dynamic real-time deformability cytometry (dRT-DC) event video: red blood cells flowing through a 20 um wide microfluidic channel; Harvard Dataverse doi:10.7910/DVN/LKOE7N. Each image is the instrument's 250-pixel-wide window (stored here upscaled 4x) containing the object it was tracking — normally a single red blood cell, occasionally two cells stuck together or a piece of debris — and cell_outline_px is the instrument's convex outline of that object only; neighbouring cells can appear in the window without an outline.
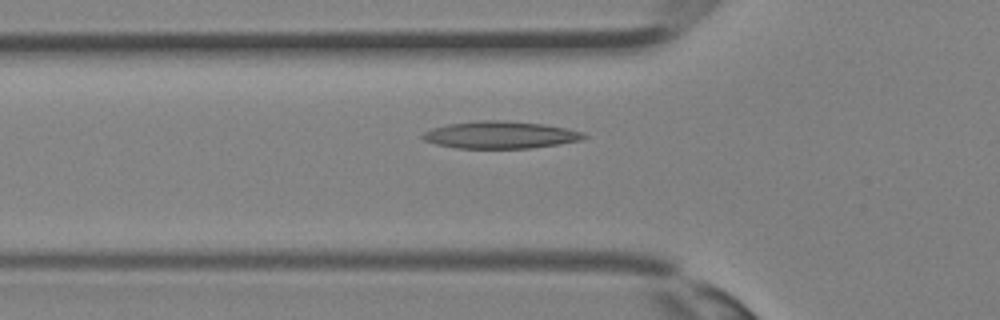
{"species": "Egyptian fruit bat (a non-hibernating species)", "species_latin": "Rousettus aegyptiacus", "temperature_condition": "room temperature", "stored_images_in_passage": 26, "camera_frame_rate_fps": 3000, "um_per_image_px": 0.085, "animal": {"sex": "female"}, "frame": {"image": 1, "passage_image": 4, "time_ms": 1.0, "image_size_px": [1000, 320], "cell_outline_px": [[588, 136], [580, 140], [532, 148], [456, 148], [436, 144], [424, 140], [420, 136], [424, 132], [432, 128], [448, 124], [484, 120], [504, 120], [544, 124], [568, 128], [584, 132]], "centroid_in_image_um": [42.53, 11.46], "position_along_channel_um": 83.3, "area_um2": 25.55}}
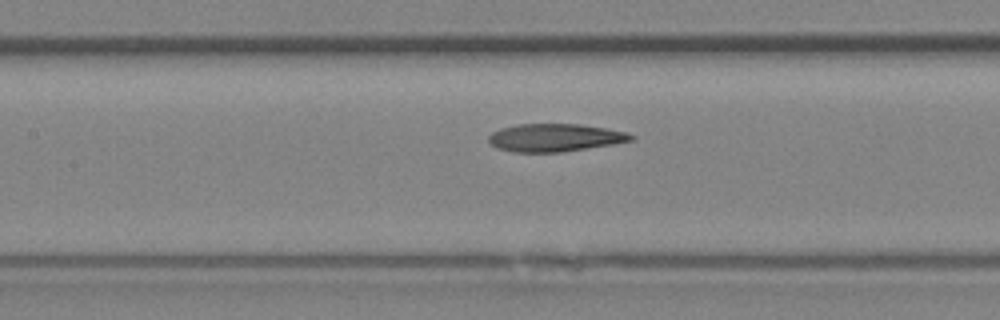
{"frame": {"image": 2, "passage_image": 8, "time_ms": 2.333, "image_size_px": [1000, 320], "cell_outline_px": [[636, 136], [632, 140], [612, 144], [560, 152], [512, 152], [496, 148], [488, 140], [488, 136], [492, 132], [500, 128], [516, 124], [580, 124], [628, 132]], "centroid_in_image_um": [47.14, 11.69], "position_along_channel_um": 160.3, "area_um2": 23.06}}
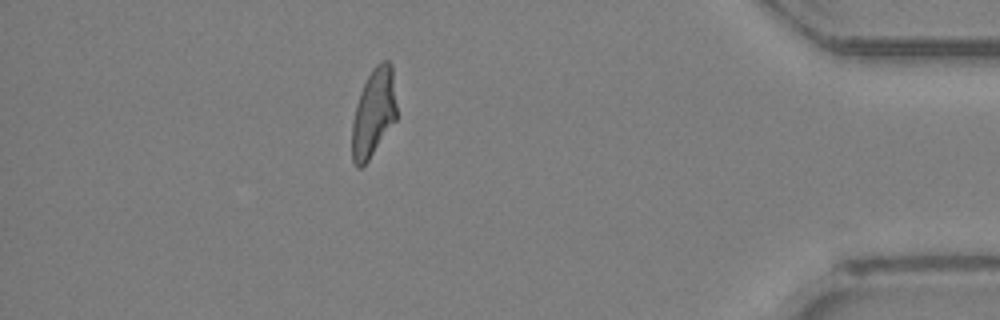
{"frame": {"image": 3, "passage_image": 23, "time_ms": 7.333, "image_size_px": [1000, 320], "cell_outline_px": [[396, 120], [368, 160], [360, 168], [356, 168], [352, 160], [352, 124], [356, 104], [360, 92], [372, 68], [380, 60], [388, 60], [392, 64], [396, 104]], "centroid_in_image_um": [31.75, 9.56], "position_along_channel_um": 403.4, "area_um2": 22.95}}